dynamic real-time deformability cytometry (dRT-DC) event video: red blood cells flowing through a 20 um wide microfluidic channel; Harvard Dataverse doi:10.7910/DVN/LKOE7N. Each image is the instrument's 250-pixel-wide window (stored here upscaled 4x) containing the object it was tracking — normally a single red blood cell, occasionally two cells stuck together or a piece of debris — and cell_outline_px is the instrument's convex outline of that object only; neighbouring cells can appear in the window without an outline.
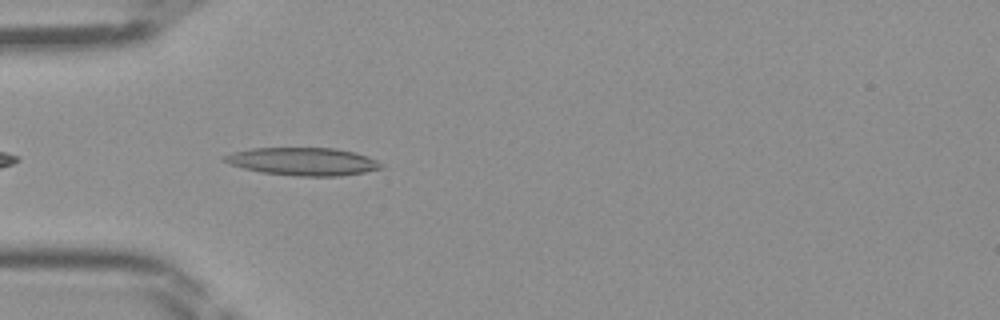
{"species": "Egyptian fruit bat (a non-hibernating species)", "species_latin": "Rousettus aegyptiacus", "temperature_condition": "room temperature", "stored_images_in_passage": 29, "camera_frame_rate_fps": 3000, "um_per_image_px": 0.085, "frame": {"image": 1, "passage_image": 2, "time_ms": 0.333, "image_size_px": [1000, 320], "cell_outline_px": [[384, 168], [364, 172], [340, 176], [292, 176], [260, 172], [244, 168], [220, 160], [224, 156], [232, 152], [252, 148], [336, 148], [356, 152], [368, 156], [384, 164]], "centroid_in_image_um": [25.78, 13.73], "position_along_channel_um": 59.2, "area_um2": 25.61}}
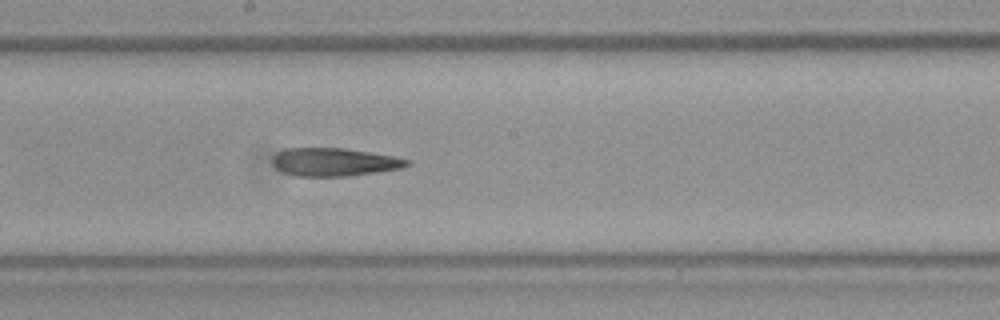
{"frame": {"image": 2, "passage_image": 13, "time_ms": 4.0, "image_size_px": [1000, 320], "cell_outline_px": [[412, 164], [404, 168], [348, 176], [296, 176], [284, 172], [276, 168], [272, 164], [272, 156], [276, 152], [284, 148], [344, 148], [392, 156], [408, 160]], "centroid_in_image_um": [28.37, 13.77], "position_along_channel_um": 219.8, "area_um2": 22.08}}
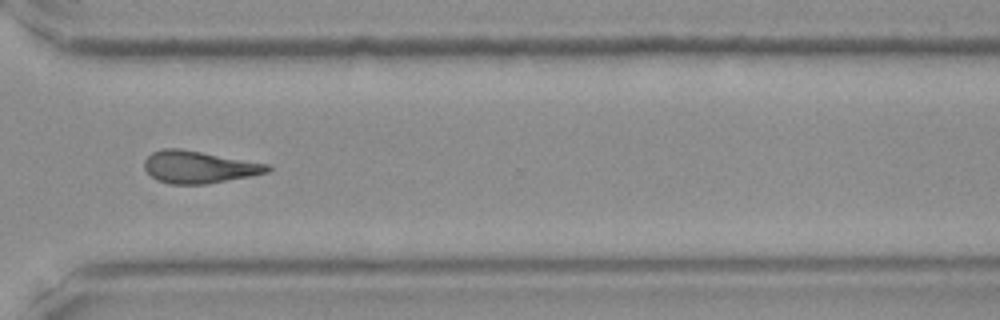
{"frame": {"image": 3, "passage_image": 22, "time_ms": 7.0, "image_size_px": [1000, 320], "cell_outline_px": [[272, 168], [268, 172], [248, 176], [204, 184], [172, 184], [156, 180], [144, 168], [144, 160], [152, 152], [160, 148], [180, 148], [268, 164]], "centroid_in_image_um": [16.85, 14.18], "position_along_channel_um": 353.7, "area_um2": 22.89}}